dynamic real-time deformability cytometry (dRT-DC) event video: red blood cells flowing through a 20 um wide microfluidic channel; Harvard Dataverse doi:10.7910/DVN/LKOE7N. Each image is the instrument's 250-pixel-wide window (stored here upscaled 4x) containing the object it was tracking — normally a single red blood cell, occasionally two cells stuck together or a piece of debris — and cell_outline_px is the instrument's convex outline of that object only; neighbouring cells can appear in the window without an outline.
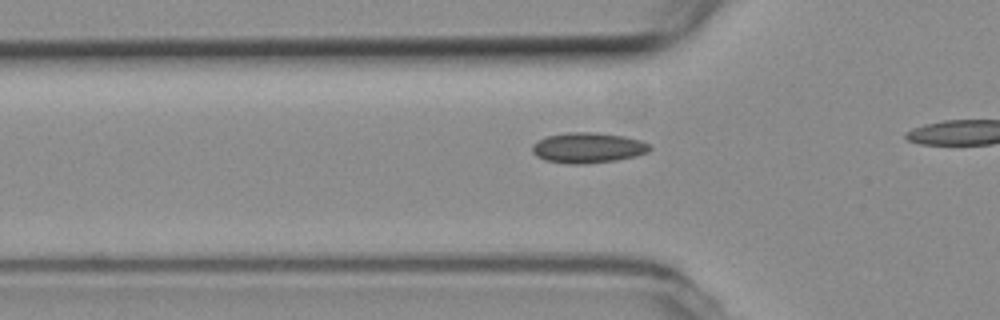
{"species": "common noctule bat (a hibernating species)", "species_latin": "Nyctalus noctula", "temperature_condition": "room temperature", "stored_images_in_passage": 14, "camera_frame_rate_fps": 3000, "um_per_image_px": 0.085, "animal": {"sex": "female", "body_mass_g": 19.3, "forearm_length_mm": 54.1}, "frame": {"image": 1, "passage_image": 8, "time_ms": 2.333, "image_size_px": [1000, 320], "cell_outline_px": [[652, 148], [648, 152], [636, 156], [616, 160], [584, 164], [568, 164], [544, 160], [536, 156], [532, 152], [532, 144], [548, 136], [568, 132], [592, 132], [624, 136], [640, 140], [648, 144]], "centroid_in_image_um": [49.97, 12.57], "position_along_channel_um": 75.8, "area_um2": 20.81}}
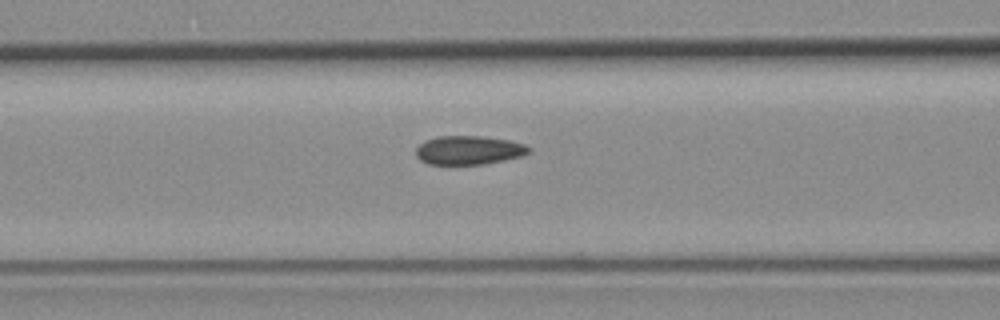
{"frame": {"image": 2, "passage_image": 12, "time_ms": 3.667, "image_size_px": [1000, 320], "cell_outline_px": [[532, 148], [528, 152], [520, 156], [504, 160], [484, 164], [428, 164], [420, 160], [416, 156], [416, 148], [424, 140], [436, 136], [480, 136], [508, 140], [524, 144]], "centroid_in_image_um": [39.81, 12.76], "position_along_channel_um": 126.8, "area_um2": 18.9}}